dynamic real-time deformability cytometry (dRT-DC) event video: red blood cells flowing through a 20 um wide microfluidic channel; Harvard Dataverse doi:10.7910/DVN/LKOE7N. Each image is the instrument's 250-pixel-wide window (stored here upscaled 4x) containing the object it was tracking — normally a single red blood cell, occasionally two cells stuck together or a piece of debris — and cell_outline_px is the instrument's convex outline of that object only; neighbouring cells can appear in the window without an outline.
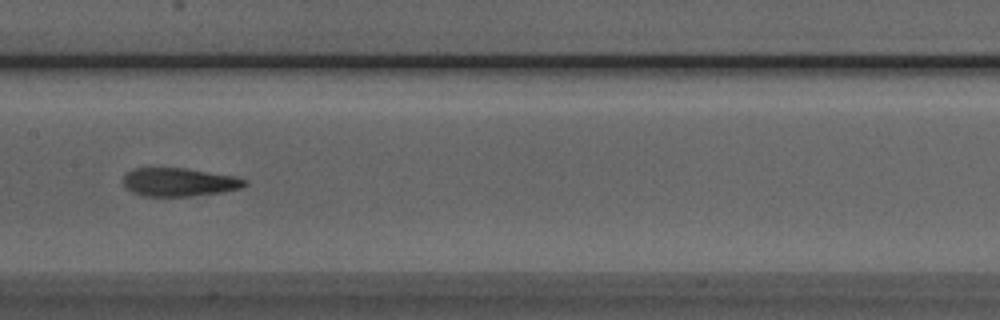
{"species": "Egyptian fruit bat (a non-hibernating species)", "species_latin": "Rousettus aegyptiacus", "temperature_condition": "room temperature", "stored_images_in_passage": 7, "camera_frame_rate_fps": 3000, "um_per_image_px": 0.085, "animal": {"sex": "male"}, "frame": {"image": 1, "passage_image": 7, "time_ms": 7.667, "image_size_px": [1000, 320], "cell_outline_px": [[248, 184], [240, 188], [224, 192], [188, 196], [144, 196], [132, 192], [124, 188], [124, 176], [132, 168], [184, 168], [232, 176], [248, 180]], "centroid_in_image_um": [15.21, 15.48], "position_along_channel_um": 192.2, "area_um2": 20.0}}